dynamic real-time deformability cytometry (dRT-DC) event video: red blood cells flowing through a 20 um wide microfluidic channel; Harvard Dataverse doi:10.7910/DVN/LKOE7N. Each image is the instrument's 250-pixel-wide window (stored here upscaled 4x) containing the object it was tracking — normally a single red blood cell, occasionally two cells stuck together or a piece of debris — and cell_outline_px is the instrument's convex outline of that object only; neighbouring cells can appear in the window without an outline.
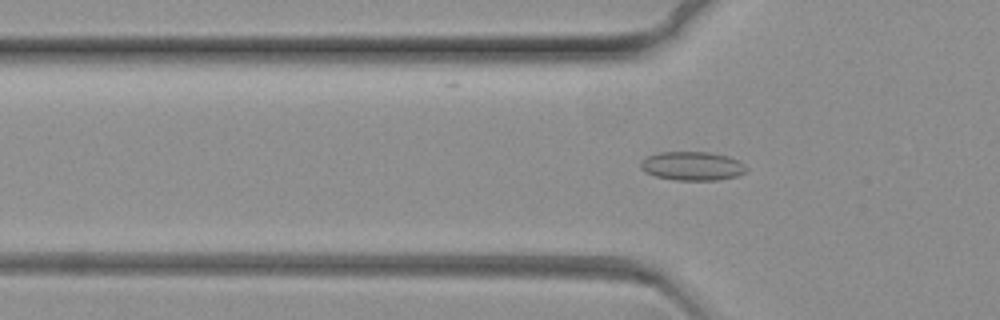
{"species": "common noctule bat (a hibernating species)", "species_latin": "Nyctalus noctula", "temperature_condition": "warm", "stored_images_in_passage": 48, "camera_frame_rate_fps": 3000, "um_per_image_px": 0.085, "animal": {"sex": "female", "body_mass_g": 19.3, "forearm_length_mm": 54.1}, "frame": {"image": 1, "passage_image": 14, "time_ms": 4.333, "image_size_px": [1000, 320], "cell_outline_px": [[748, 172], [736, 176], [716, 180], [676, 180], [656, 176], [644, 172], [640, 168], [640, 160], [648, 156], [660, 152], [708, 152], [728, 156], [744, 164], [748, 168]], "centroid_in_image_um": [58.84, 14.11], "position_along_channel_um": 67.0, "area_um2": 17.8}}
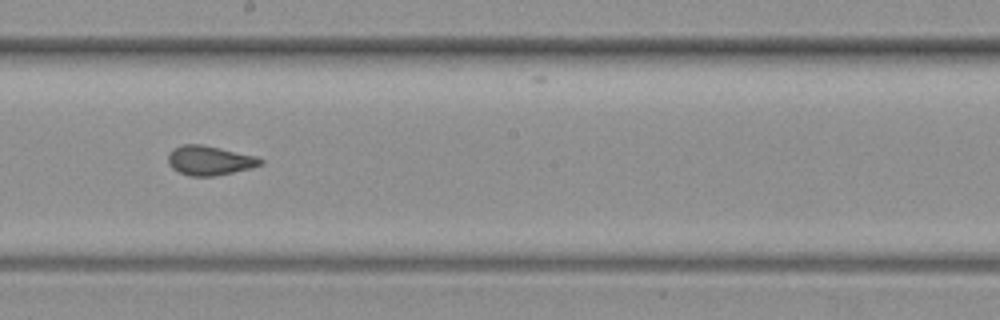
{"frame": {"image": 2, "passage_image": 31, "time_ms": 10.0, "image_size_px": [1000, 320], "cell_outline_px": [[264, 164], [252, 168], [212, 176], [188, 176], [172, 168], [168, 164], [168, 152], [172, 148], [180, 144], [204, 144], [256, 156], [264, 160]], "centroid_in_image_um": [17.8, 13.62], "position_along_channel_um": 230.4, "area_um2": 16.07}}
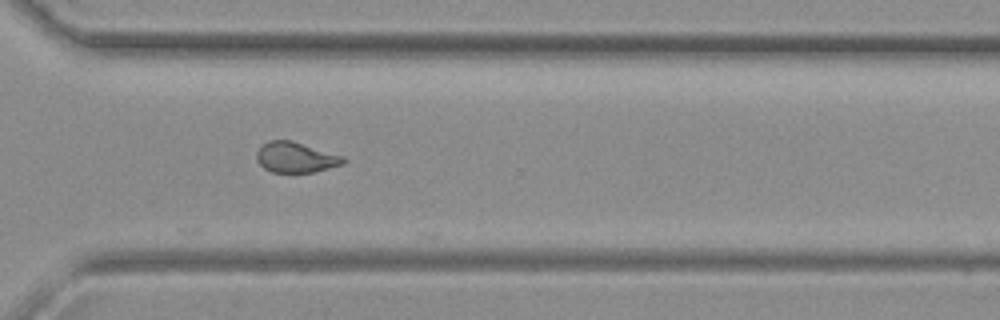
{"frame": {"image": 3, "passage_image": 43, "time_ms": 14.0, "image_size_px": [1000, 320], "cell_outline_px": [[348, 160], [344, 164], [312, 172], [272, 172], [264, 168], [256, 160], [256, 152], [268, 140], [292, 140], [344, 156]], "centroid_in_image_um": [25.16, 13.37], "position_along_channel_um": 345.4, "area_um2": 15.43}}